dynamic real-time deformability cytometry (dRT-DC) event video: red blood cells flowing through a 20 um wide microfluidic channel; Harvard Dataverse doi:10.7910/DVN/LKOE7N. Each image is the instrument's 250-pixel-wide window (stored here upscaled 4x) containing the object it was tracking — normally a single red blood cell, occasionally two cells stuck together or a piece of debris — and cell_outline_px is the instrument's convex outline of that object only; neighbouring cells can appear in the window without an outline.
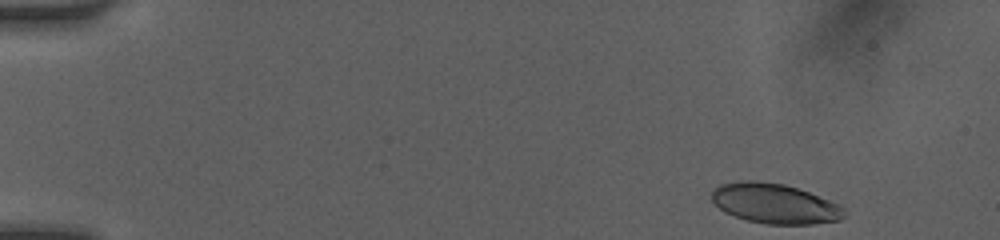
{"species": "human", "species_latin": "Homo sapiens", "temperature_condition": "room temperature", "stored_images_in_passage": 18, "camera_frame_rate_fps": 3000, "um_per_image_px": 0.085, "donor": {"sex": "female"}, "frame": {"image": 1, "passage_image": 1, "time_ms": 0.0, "image_size_px": [1000, 240], "cell_outline_px": [[844, 216], [840, 220], [812, 224], [768, 224], [748, 220], [724, 212], [712, 200], [712, 192], [720, 184], [748, 180], [752, 180], [784, 184], [808, 192], [840, 204], [844, 208]], "centroid_in_image_um": [65.87, 17.3], "position_along_channel_um": 19.1, "area_um2": 30.52}}
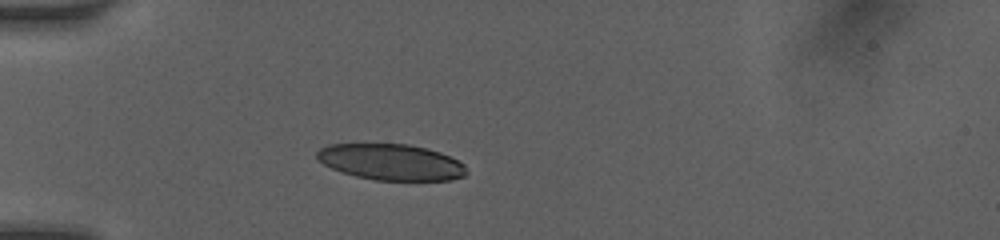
{"frame": {"image": 2, "passage_image": 15, "time_ms": 3.333, "image_size_px": [1000, 240], "cell_outline_px": [[468, 172], [464, 176], [452, 180], [372, 180], [340, 172], [324, 164], [316, 156], [316, 152], [320, 148], [328, 144], [408, 144], [428, 148], [440, 152], [464, 164]], "centroid_in_image_um": [33.24, 13.77], "position_along_channel_um": 51.8, "area_um2": 31.5}}